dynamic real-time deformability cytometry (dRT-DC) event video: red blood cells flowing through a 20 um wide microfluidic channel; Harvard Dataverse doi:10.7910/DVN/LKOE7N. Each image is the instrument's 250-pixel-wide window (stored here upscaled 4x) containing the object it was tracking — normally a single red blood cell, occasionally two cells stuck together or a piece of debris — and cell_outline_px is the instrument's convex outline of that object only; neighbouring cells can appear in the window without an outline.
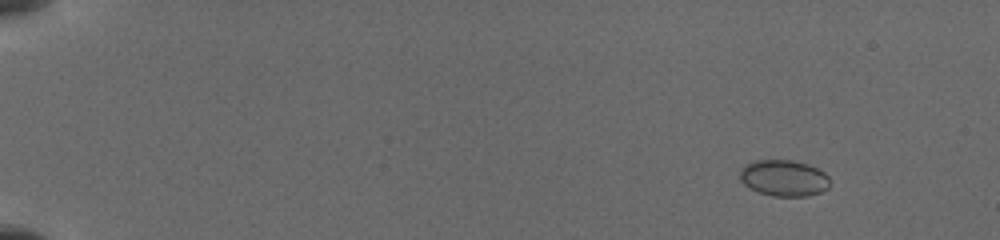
{"species": "common noctule bat (a hibernating species)", "species_latin": "Nyctalus noctula", "temperature_condition": "cold", "stored_images_in_passage": 28, "camera_frame_rate_fps": 3000, "um_per_image_px": 0.085, "animal": {"sex": "female", "body_mass_g": 19.5, "forearm_length_mm": 54.1}, "frame": {"image": 1, "passage_image": 9, "time_ms": 2.0, "image_size_px": [1000, 240], "cell_outline_px": [[828, 188], [820, 192], [808, 196], [772, 196], [748, 188], [740, 180], [740, 168], [744, 164], [752, 160], [792, 160], [808, 164], [824, 172], [828, 176]], "centroid_in_image_um": [66.58, 15.12], "position_along_channel_um": 18.4, "area_um2": 19.13}}
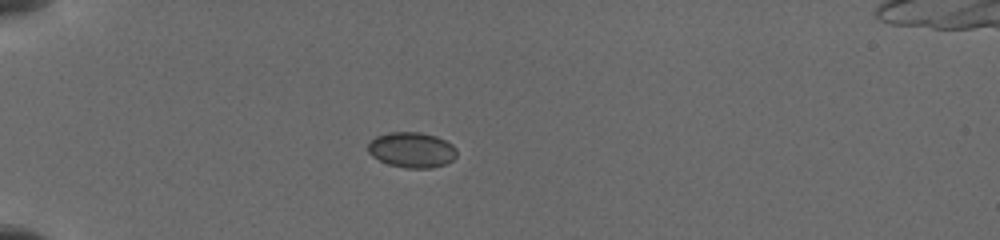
{"frame": {"image": 2, "passage_image": 25, "time_ms": 5.667, "image_size_px": [1000, 240], "cell_outline_px": [[456, 156], [452, 160], [444, 164], [432, 168], [404, 168], [388, 164], [372, 156], [368, 152], [368, 144], [376, 136], [388, 132], [420, 132], [436, 136], [452, 144], [456, 148]], "centroid_in_image_um": [35.0, 12.74], "position_along_channel_um": 50.0, "area_um2": 18.32}}